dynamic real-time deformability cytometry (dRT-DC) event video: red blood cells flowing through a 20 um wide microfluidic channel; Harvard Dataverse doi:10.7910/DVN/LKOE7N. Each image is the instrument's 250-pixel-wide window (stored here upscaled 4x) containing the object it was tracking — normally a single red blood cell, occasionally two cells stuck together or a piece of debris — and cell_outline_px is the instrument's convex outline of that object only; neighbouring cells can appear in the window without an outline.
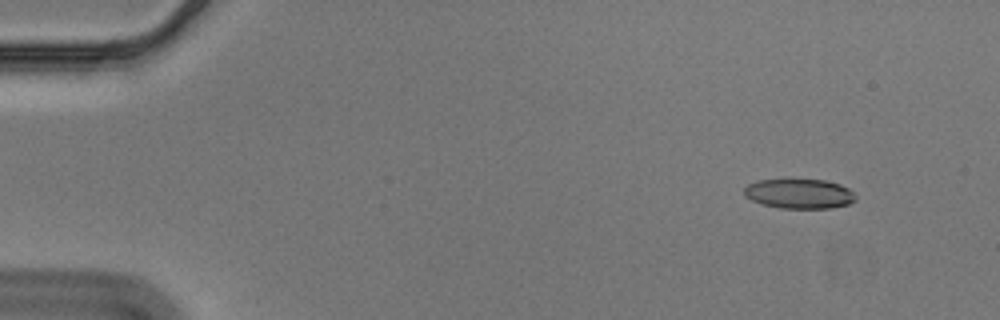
{"species": "Egyptian fruit bat (a non-hibernating species)", "species_latin": "Rousettus aegyptiacus", "temperature_condition": "cold", "stored_images_in_passage": 56, "camera_frame_rate_fps": 3000, "um_per_image_px": 0.085, "animal": {"sex": "male"}, "frame": {"image": 1, "passage_image": 5, "time_ms": 1.333, "image_size_px": [1000, 320], "cell_outline_px": [[856, 200], [848, 204], [832, 208], [780, 208], [760, 204], [744, 196], [744, 188], [748, 184], [756, 180], [824, 180], [840, 184], [848, 188], [856, 196]], "centroid_in_image_um": [67.92, 16.47], "position_along_channel_um": 17.1, "area_um2": 19.31}}
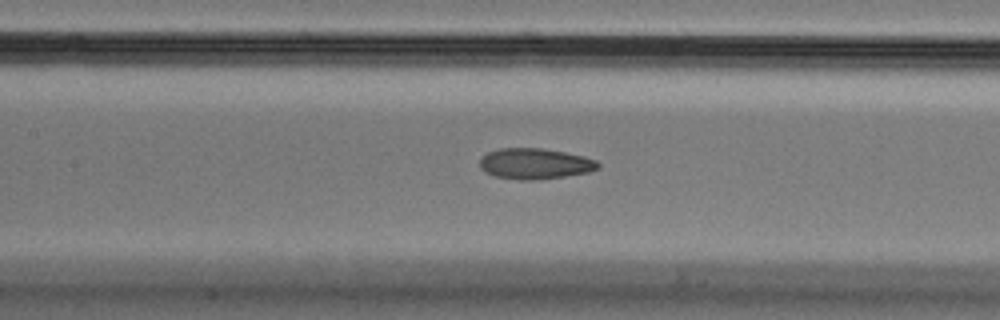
{"frame": {"image": 2, "passage_image": 26, "time_ms": 8.333, "image_size_px": [1000, 320], "cell_outline_px": [[600, 168], [588, 172], [540, 180], [520, 180], [492, 176], [484, 172], [480, 168], [480, 156], [488, 152], [500, 148], [540, 148], [564, 152], [584, 156], [596, 160], [600, 164]], "centroid_in_image_um": [45.44, 13.92], "position_along_channel_um": 162.0, "area_um2": 21.44}}
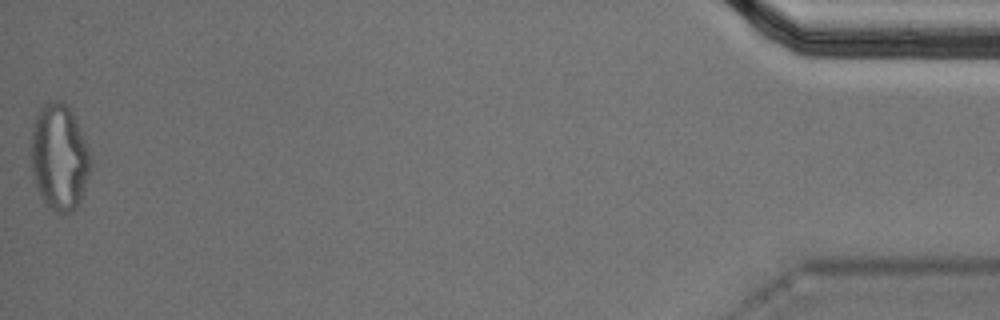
{"frame": {"image": 3, "passage_image": 56, "time_ms": 18.333, "image_size_px": [1000, 320], "cell_outline_px": [[92, 160], [84, 188], [80, 200], [76, 208], [72, 212], [56, 212], [40, 196], [36, 188], [32, 172], [32, 132], [36, 116], [40, 108], [44, 104], [56, 100], [60, 100], [68, 104], [76, 120], [92, 156]], "centroid_in_image_um": [5.05, 13.34], "position_along_channel_um": 430.1, "area_um2": 36.53}, "authors_computed_cell_mechanics": {"area_um2": 21.2704, "velocity_mm_per_s": 3.5784, "shape_relaxation_time_tau1_ms": null, "shape_relaxation_time_tau2_ms": 1.8654, "deformation_change_tau1": null, "deformation_change_tau2": 0.0774}}